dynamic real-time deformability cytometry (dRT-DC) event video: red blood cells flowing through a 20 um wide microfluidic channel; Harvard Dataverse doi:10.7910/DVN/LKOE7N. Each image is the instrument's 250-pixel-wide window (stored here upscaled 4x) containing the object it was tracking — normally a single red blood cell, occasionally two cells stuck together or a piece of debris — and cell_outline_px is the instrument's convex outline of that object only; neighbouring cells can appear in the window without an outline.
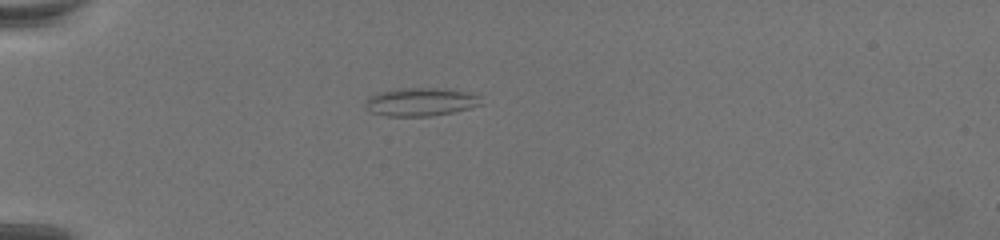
{"species": "common noctule bat (a hibernating species)", "species_latin": "Nyctalus noctula", "temperature_condition": "warm", "stored_images_in_passage": 50, "camera_frame_rate_fps": 3000, "um_per_image_px": 0.085, "animal": {"sex": "female", "body_mass_g": 19.5, "forearm_length_mm": 54.1}, "frame": {"image": 1, "passage_image": 1, "time_ms": 0.0, "image_size_px": [1000, 240], "cell_outline_px": [[484, 104], [452, 112], [428, 116], [388, 116], [372, 112], [364, 104], [368, 96], [376, 92], [400, 88], [436, 88], [460, 92], [480, 96]], "centroid_in_image_um": [35.7, 8.66], "position_along_channel_um": 49.3, "area_um2": 18.79}}
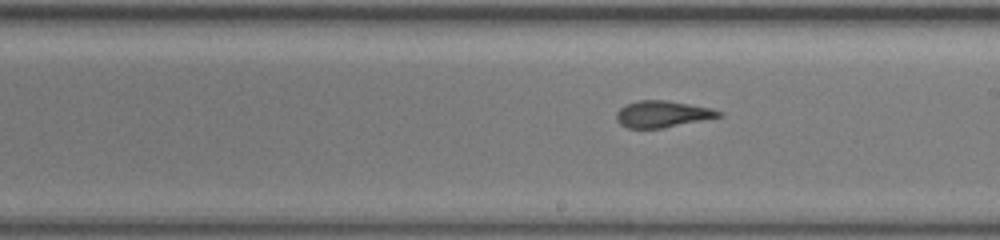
{"frame": {"image": 2, "passage_image": 22, "time_ms": 7.0, "image_size_px": [1000, 240], "cell_outline_px": [[720, 116], [664, 128], [628, 128], [620, 124], [616, 120], [616, 112], [620, 108], [628, 104], [640, 100], [668, 100], [712, 108], [720, 112]], "centroid_in_image_um": [56.26, 9.69], "position_along_channel_um": 232.7, "area_um2": 15.66}}
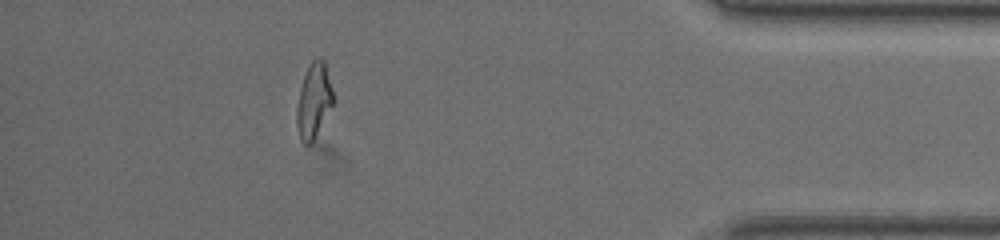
{"frame": {"image": 3, "passage_image": 43, "time_ms": 14.0, "image_size_px": [1000, 240], "cell_outline_px": [[336, 100], [312, 140], [308, 144], [304, 144], [300, 136], [296, 124], [296, 108], [300, 88], [304, 76], [312, 60], [316, 56], [320, 56], [324, 60]], "centroid_in_image_um": [26.69, 8.49], "position_along_channel_um": 408.5, "area_um2": 15.84}}